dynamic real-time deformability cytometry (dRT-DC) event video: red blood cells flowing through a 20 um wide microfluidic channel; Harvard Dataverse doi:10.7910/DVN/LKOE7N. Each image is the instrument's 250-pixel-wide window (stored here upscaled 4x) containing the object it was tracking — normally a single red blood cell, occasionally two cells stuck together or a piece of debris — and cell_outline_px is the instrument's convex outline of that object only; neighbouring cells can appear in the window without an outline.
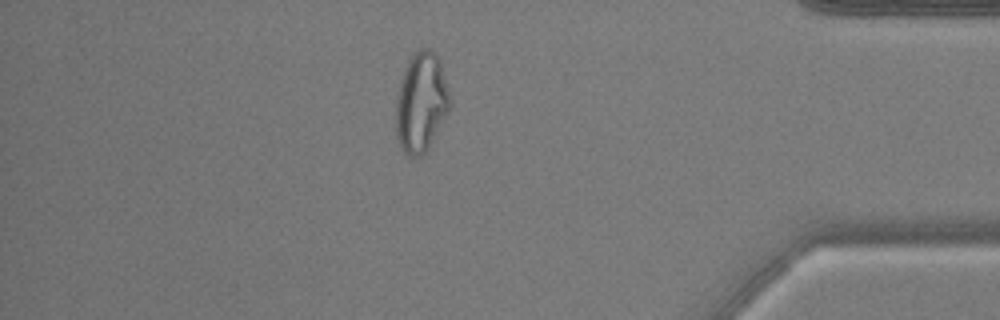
{"species": "common noctule bat (a hibernating species)", "species_latin": "Nyctalus noctula", "temperature_condition": "warm", "stored_images_in_passage": 53, "camera_frame_rate_fps": 3000, "um_per_image_px": 0.085, "animal": {"sex": "male", "body_mass_g": 17.9, "forearm_length_mm": 54.2}, "frame": {"image": 1, "passage_image": 46, "time_ms": 15.0, "image_size_px": [1000, 320], "cell_outline_px": [[452, 100], [428, 148], [420, 156], [408, 156], [404, 152], [396, 136], [396, 100], [404, 68], [408, 60], [420, 48], [432, 48], [440, 60]], "centroid_in_image_um": [35.79, 8.66], "position_along_channel_um": 399.4, "area_um2": 30.98}}